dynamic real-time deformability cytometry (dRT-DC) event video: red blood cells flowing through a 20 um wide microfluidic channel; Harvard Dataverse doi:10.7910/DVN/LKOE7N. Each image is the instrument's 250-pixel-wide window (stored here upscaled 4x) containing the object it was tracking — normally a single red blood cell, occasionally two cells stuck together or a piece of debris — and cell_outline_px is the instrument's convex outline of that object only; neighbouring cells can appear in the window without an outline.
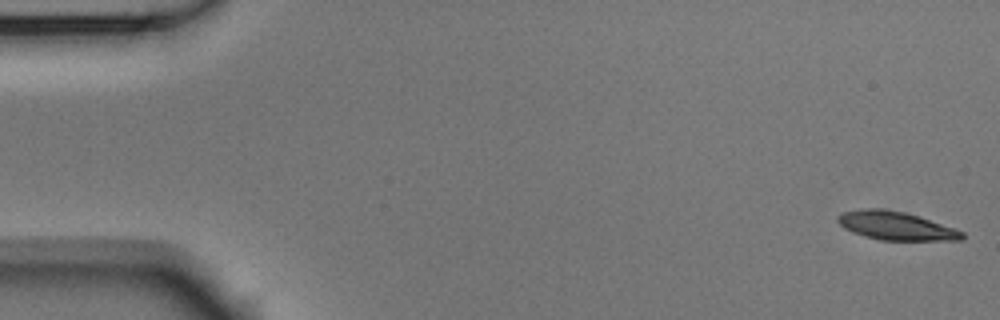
{"species": "Egyptian fruit bat (a non-hibernating species)", "species_latin": "Rousettus aegyptiacus", "temperature_condition": "room temperature", "stored_images_in_passage": 53, "camera_frame_rate_fps": 3000, "um_per_image_px": 0.085, "animal": {"sex": "male"}, "frame": {"image": 1, "passage_image": 1, "time_ms": 0.0, "image_size_px": [1000, 320], "cell_outline_px": [[964, 240], [880, 240], [864, 236], [852, 232], [844, 228], [836, 220], [836, 216], [844, 212], [864, 208], [880, 208], [904, 212], [964, 232]], "centroid_in_image_um": [76.09, 19.2], "position_along_channel_um": 8.9, "area_um2": 20.29}}
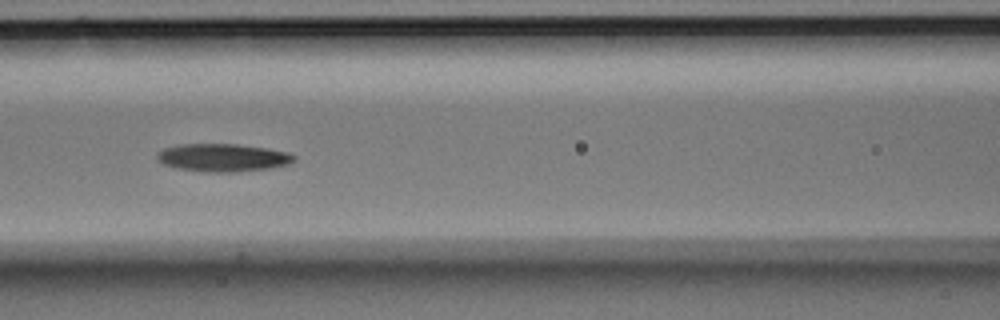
{"frame": {"image": 2, "passage_image": 23, "time_ms": 7.333, "image_size_px": [1000, 320], "cell_outline_px": [[296, 160], [288, 164], [272, 168], [236, 172], [204, 172], [176, 168], [164, 164], [156, 160], [156, 152], [164, 148], [180, 144], [236, 144], [268, 148], [288, 152], [296, 156]], "centroid_in_image_um": [18.94, 13.4], "position_along_channel_um": 147.7, "area_um2": 22.54}}
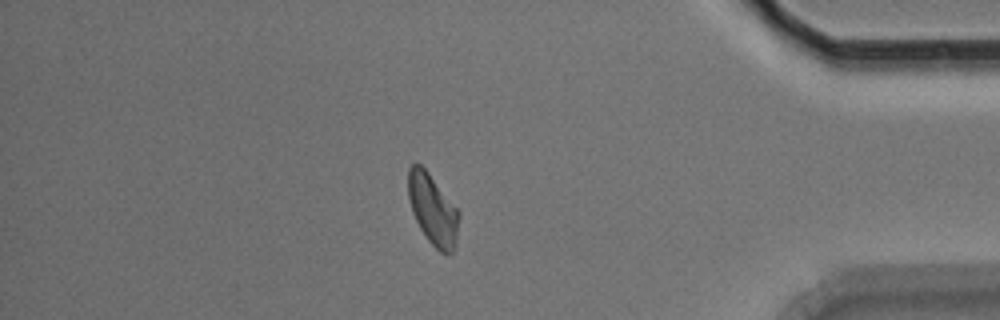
{"frame": {"image": 3, "passage_image": 46, "time_ms": 15.0, "image_size_px": [1000, 320], "cell_outline_px": [[460, 216], [456, 248], [448, 256], [440, 252], [428, 240], [420, 228], [412, 212], [408, 196], [408, 168], [412, 164], [420, 164], [428, 172], [460, 212]], "centroid_in_image_um": [36.81, 17.85], "position_along_channel_um": 398.4, "area_um2": 21.04}, "authors_computed_cell_mechanics": {"area_um2": 21.1548, "velocity_mm_per_s": 3.727, "shape_relaxation_time_tau1_ms": 6.2366, "shape_relaxation_time_tau2_ms": 4.0631, "deformation_change_tau1": 0.1416, "deformation_change_tau2": 0.116}}